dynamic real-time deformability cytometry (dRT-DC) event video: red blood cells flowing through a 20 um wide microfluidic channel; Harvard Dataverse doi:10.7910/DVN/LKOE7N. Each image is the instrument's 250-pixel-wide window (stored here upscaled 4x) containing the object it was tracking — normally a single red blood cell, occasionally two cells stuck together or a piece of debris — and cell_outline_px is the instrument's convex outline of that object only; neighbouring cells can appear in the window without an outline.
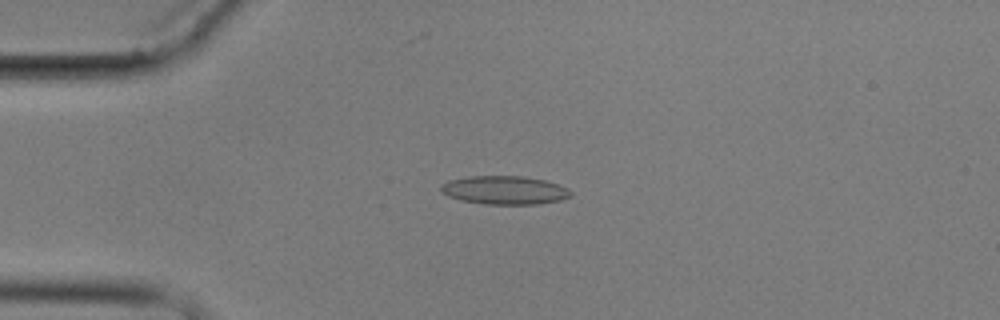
{"species": "common noctule bat (a hibernating species)", "species_latin": "Nyctalus noctula", "temperature_condition": "cold", "stored_images_in_passage": 8, "camera_frame_rate_fps": 3000, "um_per_image_px": 0.085, "animal": {"sex": "male", "body_mass_g": 17.9}, "frame": {"image": 1, "passage_image": 4, "time_ms": 3.333, "image_size_px": [1000, 320], "cell_outline_px": [[572, 192], [568, 196], [560, 200], [540, 204], [484, 204], [460, 200], [448, 196], [440, 192], [440, 184], [448, 180], [468, 176], [524, 176], [544, 180], [568, 188]], "centroid_in_image_um": [42.83, 16.16], "position_along_channel_um": 42.2, "area_um2": 21.62}}
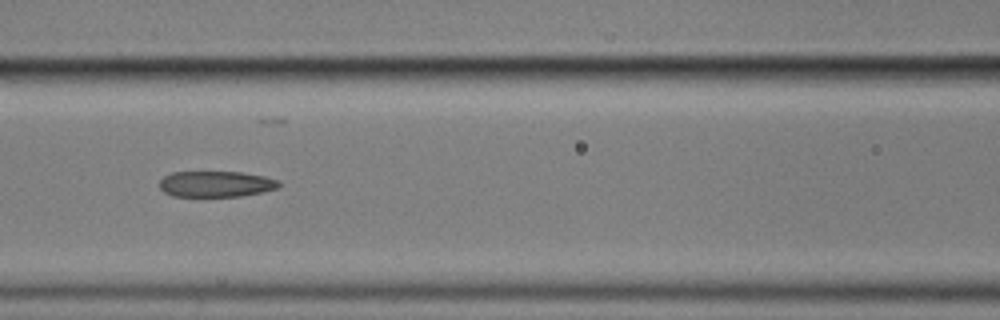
{"frame": {"image": 2, "passage_image": 7, "time_ms": 7.0, "image_size_px": [1000, 320], "cell_outline_px": [[280, 188], [264, 192], [240, 196], [172, 196], [164, 192], [160, 188], [160, 180], [164, 176], [172, 172], [240, 172], [264, 176], [276, 180], [280, 184]], "centroid_in_image_um": [18.36, 15.64], "position_along_channel_um": 148.2, "area_um2": 18.03}}
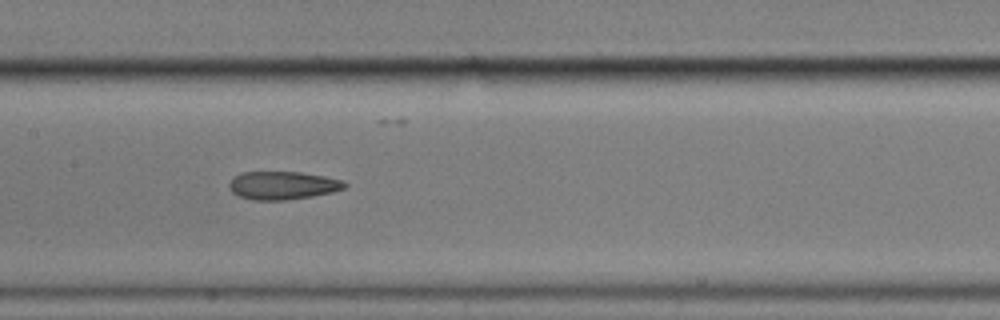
{"frame": {"image": 3, "passage_image": 8, "time_ms": 8.0, "image_size_px": [1000, 320], "cell_outline_px": [[348, 184], [344, 188], [332, 192], [312, 196], [284, 200], [252, 200], [240, 196], [232, 192], [228, 184], [240, 172], [300, 172], [324, 176], [344, 180]], "centroid_in_image_um": [24.05, 15.76], "position_along_channel_um": 183.4, "area_um2": 18.84}}